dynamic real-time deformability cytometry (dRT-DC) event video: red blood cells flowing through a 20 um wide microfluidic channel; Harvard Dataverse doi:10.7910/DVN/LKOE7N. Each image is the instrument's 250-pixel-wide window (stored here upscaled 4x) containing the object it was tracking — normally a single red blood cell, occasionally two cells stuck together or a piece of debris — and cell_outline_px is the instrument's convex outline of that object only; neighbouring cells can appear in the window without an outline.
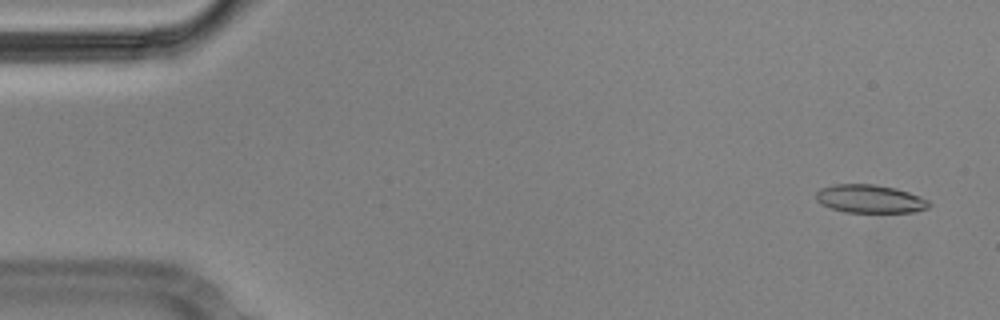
{"species": "Egyptian fruit bat (a non-hibernating species)", "species_latin": "Rousettus aegyptiacus", "temperature_condition": "cold", "stored_images_in_passage": 56, "camera_frame_rate_fps": 3000, "um_per_image_px": 0.085, "animal": {"sex": "male"}, "frame": {"image": 1, "passage_image": 3, "time_ms": 0.667, "image_size_px": [1000, 320], "cell_outline_px": [[932, 204], [928, 208], [912, 212], [844, 212], [820, 204], [816, 200], [816, 192], [820, 188], [832, 184], [876, 184], [896, 188], [920, 196], [928, 200]], "centroid_in_image_um": [73.93, 16.89], "position_along_channel_um": 11.1, "area_um2": 18.73}}
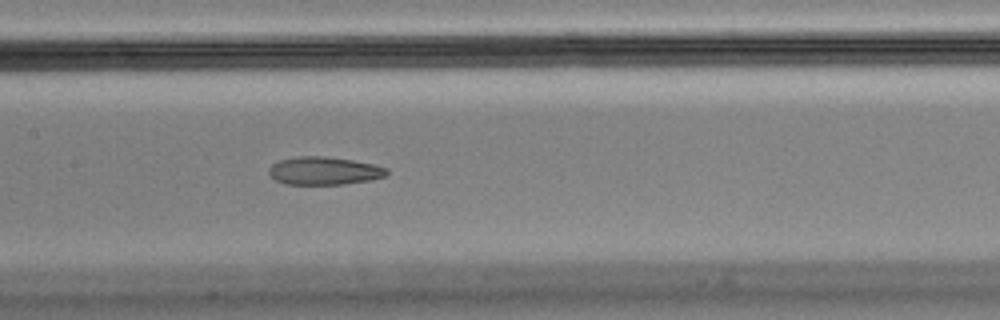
{"frame": {"image": 2, "passage_image": 27, "time_ms": 8.667, "image_size_px": [1000, 320], "cell_outline_px": [[388, 172], [384, 176], [372, 180], [344, 184], [284, 184], [276, 180], [268, 172], [268, 168], [272, 164], [280, 160], [296, 156], [324, 156], [352, 160], [372, 164], [388, 168]], "centroid_in_image_um": [27.54, 14.52], "position_along_channel_um": 179.9, "area_um2": 19.19}}
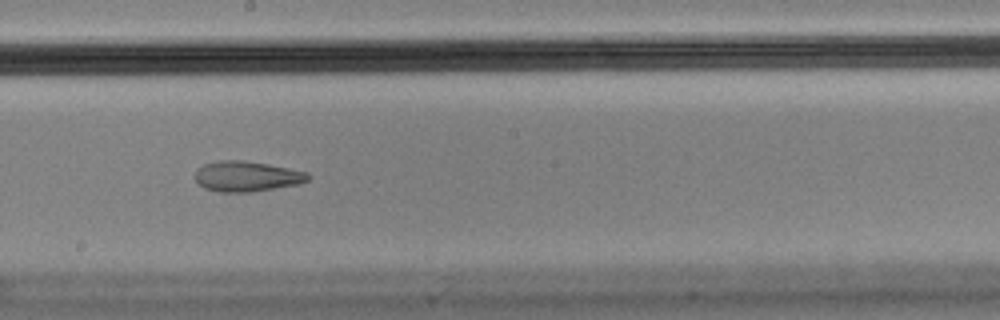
{"frame": {"image": 3, "passage_image": 31, "time_ms": 10.0, "image_size_px": [1000, 320], "cell_outline_px": [[308, 180], [300, 184], [252, 192], [220, 192], [204, 188], [196, 180], [196, 168], [204, 164], [220, 160], [240, 160], [268, 164], [308, 172]], "centroid_in_image_um": [20.97, 14.99], "position_along_channel_um": 227.2, "area_um2": 19.94}, "authors_computed_cell_mechanics": {"area_um2": 20.1722, "velocity_mm_per_s": 3.5751, "shape_relaxation_time_tau1_ms": null, "shape_relaxation_time_tau2_ms": 2.5076, "deformation_change_tau1": null, "deformation_change_tau2": 0.0778}}